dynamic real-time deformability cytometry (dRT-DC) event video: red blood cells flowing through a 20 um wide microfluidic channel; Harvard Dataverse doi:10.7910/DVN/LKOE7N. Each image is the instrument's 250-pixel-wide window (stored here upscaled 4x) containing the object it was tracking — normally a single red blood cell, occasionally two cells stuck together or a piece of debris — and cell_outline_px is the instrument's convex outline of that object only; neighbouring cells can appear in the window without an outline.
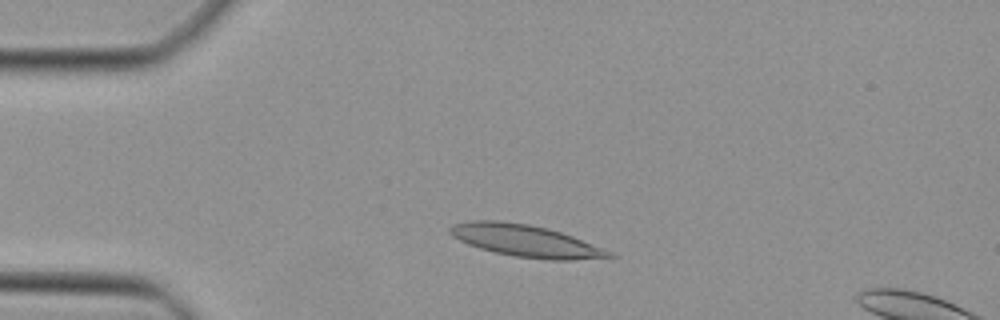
{"species": "Egyptian fruit bat (a non-hibernating species)", "species_latin": "Rousettus aegyptiacus", "temperature_condition": "cold", "stored_images_in_passage": 11, "camera_frame_rate_fps": 3000, "um_per_image_px": 0.085, "animal": {"sex": "female"}, "frame": {"image": 1, "passage_image": 7, "time_ms": 2.0, "image_size_px": [1000, 320], "cell_outline_px": [[616, 256], [572, 260], [548, 260], [516, 256], [496, 252], [480, 248], [468, 244], [452, 236], [448, 232], [448, 228], [452, 224], [472, 220], [500, 220], [528, 224], [548, 228], [572, 236], [612, 252]], "centroid_in_image_um": [44.63, 20.45], "position_along_channel_um": 40.4, "area_um2": 29.42}}